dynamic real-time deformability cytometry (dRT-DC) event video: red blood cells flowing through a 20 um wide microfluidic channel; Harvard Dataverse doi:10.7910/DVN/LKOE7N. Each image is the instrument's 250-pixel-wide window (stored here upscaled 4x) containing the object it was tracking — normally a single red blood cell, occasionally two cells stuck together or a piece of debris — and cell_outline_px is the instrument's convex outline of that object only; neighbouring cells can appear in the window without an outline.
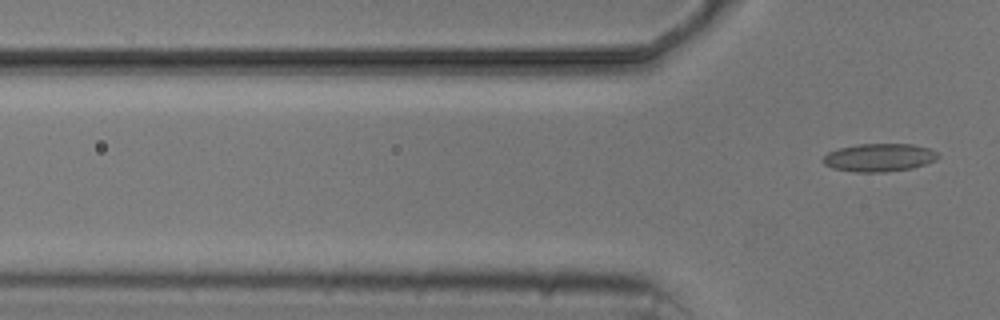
{"species": "common noctule bat (a hibernating species)", "species_latin": "Nyctalus noctula", "temperature_condition": "cold", "stored_images_in_passage": 4, "camera_frame_rate_fps": 3000, "um_per_image_px": 0.085, "animal": {"sex": "male", "body_mass_g": 20.5, "forearm_length_mm": 52.5}, "frame": {"image": 1, "passage_image": 4, "time_ms": 4.333, "image_size_px": [1000, 320], "cell_outline_px": [[940, 156], [936, 160], [912, 168], [884, 172], [856, 172], [832, 168], [824, 164], [820, 160], [828, 152], [840, 148], [860, 144], [912, 144], [928, 148], [936, 152]], "centroid_in_image_um": [74.71, 13.39], "position_along_channel_um": 51.1, "area_um2": 18.73}}